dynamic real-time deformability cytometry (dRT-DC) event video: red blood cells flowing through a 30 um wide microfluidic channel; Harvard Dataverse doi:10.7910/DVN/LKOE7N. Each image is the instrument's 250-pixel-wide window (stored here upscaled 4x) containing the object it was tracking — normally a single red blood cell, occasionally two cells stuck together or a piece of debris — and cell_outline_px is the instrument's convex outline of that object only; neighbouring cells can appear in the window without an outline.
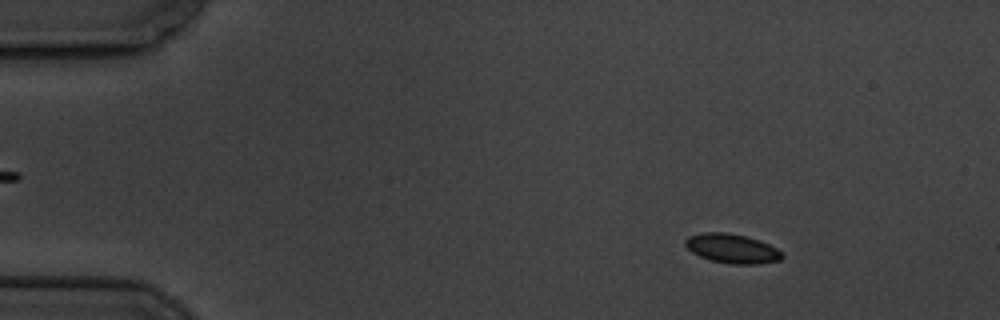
{"species": "common noctule bat (a hibernating species)", "species_latin": "Nyctalus noctula", "temperature_condition": "cold", "stored_images_in_passage": 58, "camera_frame_rate_fps": 3000, "um_per_image_px": 0.085, "animal": {"sex": "male", "body_mass_g": 19.5, "forearm_length_mm": 54.6}, "frame": {"image": 1, "passage_image": 8, "time_ms": 2.333, "image_size_px": [1000, 320], "cell_outline_px": [[784, 256], [780, 260], [760, 264], [732, 264], [712, 260], [700, 256], [692, 252], [684, 244], [684, 240], [688, 236], [704, 232], [724, 232], [744, 236], [768, 244], [776, 248]], "centroid_in_image_um": [62.2, 21.13], "position_along_channel_um": 22.8, "area_um2": 16.3}}
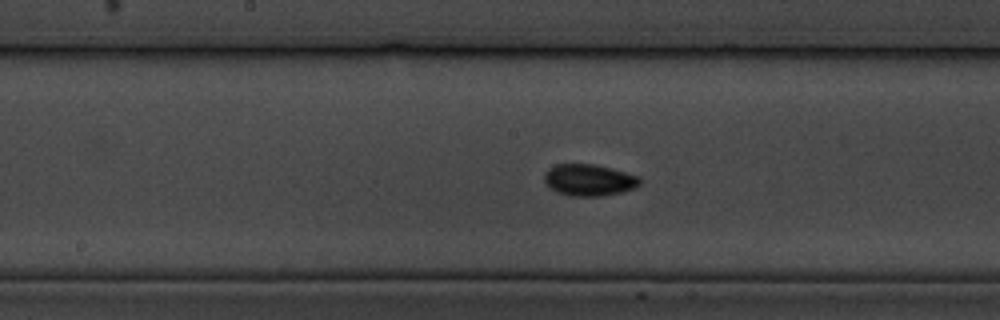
{"frame": {"image": 2, "passage_image": 30, "time_ms": 9.667, "image_size_px": [1000, 320], "cell_outline_px": [[640, 184], [636, 188], [604, 196], [568, 196], [556, 192], [544, 180], [544, 172], [548, 168], [556, 164], [596, 164], [612, 168], [640, 176]], "centroid_in_image_um": [50.08, 15.3], "position_along_channel_um": 198.1, "area_um2": 17.8}}
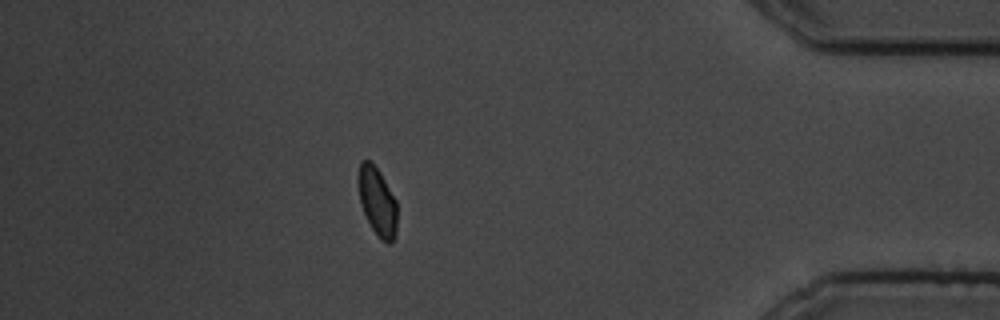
{"frame": {"image": 3, "passage_image": 51, "time_ms": 16.667, "image_size_px": [1000, 320], "cell_outline_px": [[396, 232], [392, 240], [388, 244], [380, 240], [372, 228], [360, 204], [356, 180], [360, 160], [372, 160], [380, 172], [396, 200]], "centroid_in_image_um": [32.03, 17.07], "position_along_channel_um": 403.2, "area_um2": 15.72}, "authors_computed_cell_mechanics": {"area_um2": 16.2418, "velocity_mm_per_s": 3.4929, "shape_relaxation_time_tau1_ms": 2.2455, "shape_relaxation_time_tau2_ms": 1.6071, "deformation_change_tau1": 0.0618, "deformation_change_tau2": 0.0398}}